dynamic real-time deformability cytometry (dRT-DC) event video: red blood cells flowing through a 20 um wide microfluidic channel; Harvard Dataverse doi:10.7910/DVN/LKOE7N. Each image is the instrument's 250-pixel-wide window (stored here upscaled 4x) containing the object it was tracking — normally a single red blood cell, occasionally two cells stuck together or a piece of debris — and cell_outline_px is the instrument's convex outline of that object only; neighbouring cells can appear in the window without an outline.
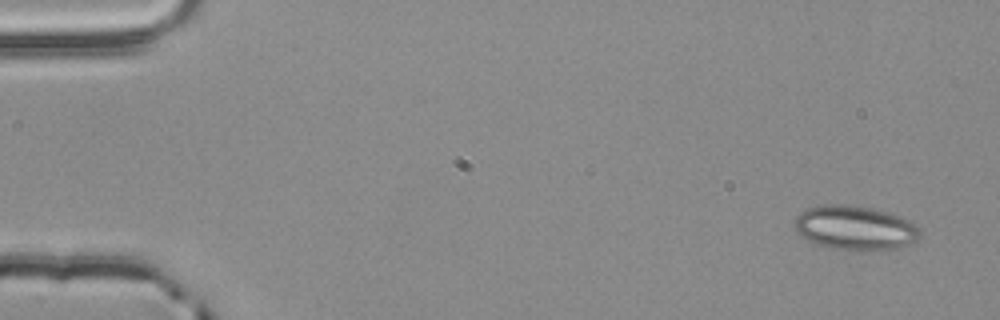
{"species": "common noctule bat (a hibernating species)", "species_latin": "Nyctalus noctula", "temperature_condition": "room temperature", "stored_images_in_passage": 5, "camera_frame_rate_fps": 3000, "um_per_image_px": 0.085, "animal": {"sex": "male", "body_mass_g": 20.4}, "frame": {"image": 1, "passage_image": 1, "time_ms": 0.0, "image_size_px": [1000, 320], "cell_outline_px": [[920, 236], [916, 240], [908, 244], [896, 248], [856, 252], [816, 244], [800, 236], [796, 232], [796, 216], [800, 212], [808, 208], [824, 204], [844, 204], [872, 208], [908, 220], [920, 228]], "centroid_in_image_um": [72.66, 19.38], "position_along_channel_um": 12.3, "area_um2": 32.25}}